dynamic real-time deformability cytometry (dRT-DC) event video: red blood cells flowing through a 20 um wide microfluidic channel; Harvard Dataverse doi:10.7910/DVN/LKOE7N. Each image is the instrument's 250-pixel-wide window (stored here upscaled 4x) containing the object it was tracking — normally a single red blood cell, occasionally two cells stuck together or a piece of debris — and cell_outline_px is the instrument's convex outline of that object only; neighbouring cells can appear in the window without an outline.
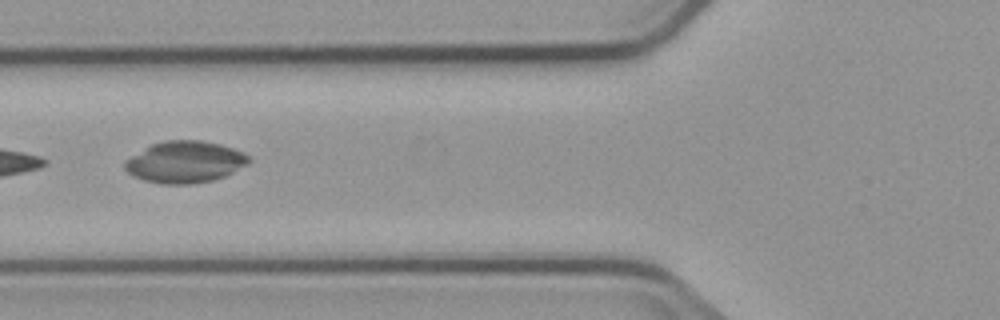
{"species": "common noctule bat (a hibernating species)", "species_latin": "Nyctalus noctula", "temperature_condition": "cold", "stored_images_in_passage": 6, "camera_frame_rate_fps": 3000, "um_per_image_px": 0.085, "animal": {"sex": "male", "body_mass_g": 23.1, "forearm_length_mm": 52.7}, "frame": {"image": 1, "passage_image": 3, "time_ms": 2.333, "image_size_px": [1000, 320], "cell_outline_px": [[252, 160], [248, 164], [224, 176], [212, 180], [192, 184], [160, 184], [144, 180], [132, 176], [124, 168], [124, 160], [152, 144], [164, 140], [200, 140], [220, 144], [232, 148], [248, 156]], "centroid_in_image_um": [15.69, 13.77], "position_along_channel_um": 110.1, "area_um2": 30.06}}
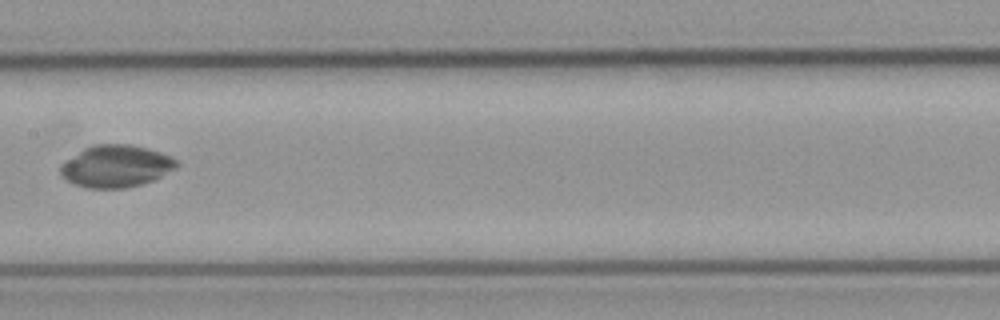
{"frame": {"image": 2, "passage_image": 5, "time_ms": 4.667, "image_size_px": [1000, 320], "cell_outline_px": [[180, 164], [176, 168], [152, 180], [140, 184], [124, 188], [88, 188], [76, 184], [68, 180], [60, 172], [60, 164], [84, 148], [92, 144], [128, 144], [148, 148], [172, 156]], "centroid_in_image_um": [9.87, 14.11], "position_along_channel_um": 197.5, "area_um2": 28.32}}
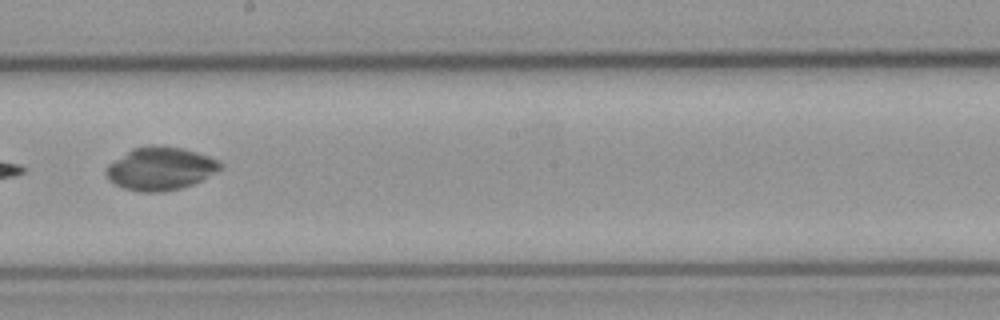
{"frame": {"image": 3, "passage_image": 6, "time_ms": 5.667, "image_size_px": [1000, 320], "cell_outline_px": [[224, 164], [220, 168], [200, 180], [192, 184], [180, 188], [164, 192], [140, 192], [124, 188], [108, 180], [104, 172], [108, 164], [132, 148], [156, 144], [184, 148], [208, 156]], "centroid_in_image_um": [13.58, 14.32], "position_along_channel_um": 234.6, "area_um2": 28.55}}